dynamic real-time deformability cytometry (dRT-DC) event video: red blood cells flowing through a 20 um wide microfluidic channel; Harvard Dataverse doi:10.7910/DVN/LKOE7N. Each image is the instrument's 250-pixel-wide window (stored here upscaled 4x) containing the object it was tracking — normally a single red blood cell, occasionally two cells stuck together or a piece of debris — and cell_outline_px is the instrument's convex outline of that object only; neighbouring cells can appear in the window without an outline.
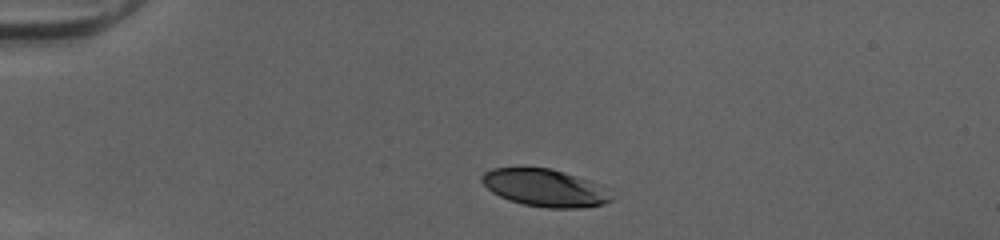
{"species": "human", "species_latin": "Homo sapiens", "temperature_condition": "cold", "stored_images_in_passage": 32, "camera_frame_rate_fps": 3000, "um_per_image_px": 0.085, "donor": {"sex": "female"}, "frame": {"image": 1, "passage_image": 1, "time_ms": 0.0, "image_size_px": [1000, 240], "cell_outline_px": [[612, 200], [604, 204], [584, 208], [544, 208], [524, 204], [508, 200], [492, 192], [480, 180], [480, 176], [484, 172], [492, 168], [552, 168], [612, 188]], "centroid_in_image_um": [46.38, 15.98], "position_along_channel_um": 38.6, "area_um2": 28.61}}
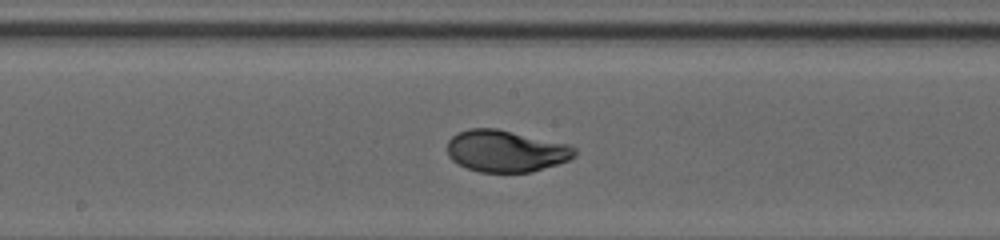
{"frame": {"image": 2, "passage_image": 17, "time_ms": 5.333, "image_size_px": [1000, 240], "cell_outline_px": [[576, 156], [568, 160], [532, 172], [480, 172], [468, 168], [452, 160], [448, 156], [448, 140], [456, 132], [468, 128], [496, 128], [568, 144], [576, 148]], "centroid_in_image_um": [42.99, 12.83], "position_along_channel_um": 205.2, "area_um2": 30.98}}
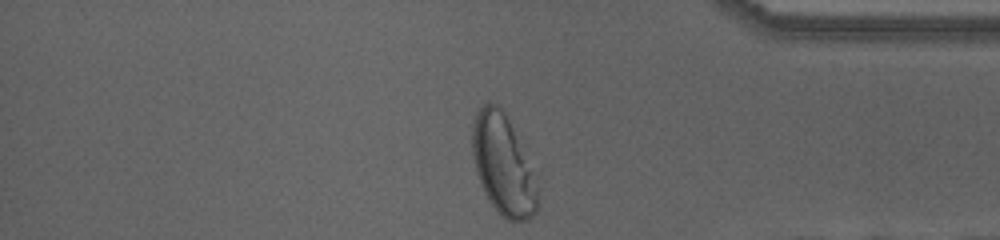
{"frame": {"image": 3, "passage_image": 32, "time_ms": 10.333, "image_size_px": [1000, 240], "cell_outline_px": [[536, 212], [528, 220], [508, 220], [500, 216], [484, 192], [476, 172], [472, 152], [472, 128], [476, 112], [484, 104], [496, 104], [504, 112], [512, 128], [536, 188]], "centroid_in_image_um": [42.68, 14.04], "position_along_channel_um": 392.5, "area_um2": 36.36}, "authors_computed_cell_mechanics": {"area_um2": 30.9808, "velocity_mm_per_s": 4.0303, "shape_relaxation_time_tau1_ms": 4.5118, "shape_relaxation_time_tau2_ms": null, "deformation_change_tau1": 0.1875, "deformation_change_tau2": null}}